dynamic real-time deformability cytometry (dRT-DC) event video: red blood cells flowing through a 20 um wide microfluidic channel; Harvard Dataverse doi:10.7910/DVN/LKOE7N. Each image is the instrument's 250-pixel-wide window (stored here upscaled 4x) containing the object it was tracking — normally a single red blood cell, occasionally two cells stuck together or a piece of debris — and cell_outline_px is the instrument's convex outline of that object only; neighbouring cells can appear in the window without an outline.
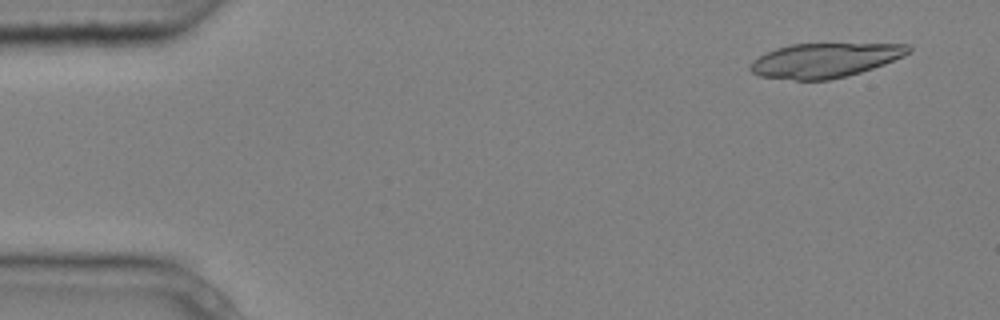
{"species": "common noctule bat (a hibernating species)", "species_latin": "Nyctalus noctula", "temperature_condition": "cold", "stored_images_in_passage": 6, "camera_frame_rate_fps": 3000, "um_per_image_px": 0.085, "animal": {"sex": "male", "body_mass_g": 20.4}, "frame": {"image": 1, "passage_image": 1, "time_ms": 0.0, "image_size_px": [1000, 320], "cell_outline_px": [[912, 52], [904, 56], [884, 64], [860, 72], [828, 80], [796, 80], [760, 76], [752, 72], [748, 68], [752, 60], [776, 48], [792, 44], [908, 44], [912, 48]], "centroid_in_image_um": [70.11, 5.12], "position_along_channel_um": 14.9, "area_um2": 31.5}}
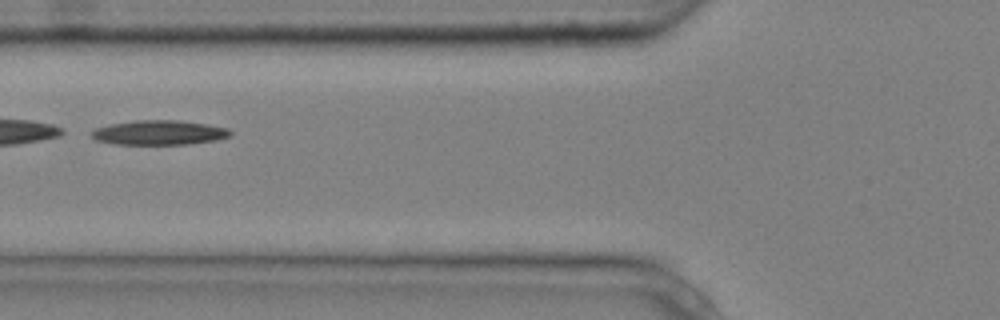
{"frame": {"image": 2, "passage_image": 6, "time_ms": 1.667, "image_size_px": [1000, 320], "cell_outline_px": [[232, 136], [216, 140], [188, 144], [112, 144], [96, 140], [92, 136], [92, 132], [96, 128], [112, 124], [136, 120], [180, 120], [208, 124], [228, 128], [232, 132]], "centroid_in_image_um": [13.58, 11.27], "position_along_channel_um": 112.2, "area_um2": 19.88}}